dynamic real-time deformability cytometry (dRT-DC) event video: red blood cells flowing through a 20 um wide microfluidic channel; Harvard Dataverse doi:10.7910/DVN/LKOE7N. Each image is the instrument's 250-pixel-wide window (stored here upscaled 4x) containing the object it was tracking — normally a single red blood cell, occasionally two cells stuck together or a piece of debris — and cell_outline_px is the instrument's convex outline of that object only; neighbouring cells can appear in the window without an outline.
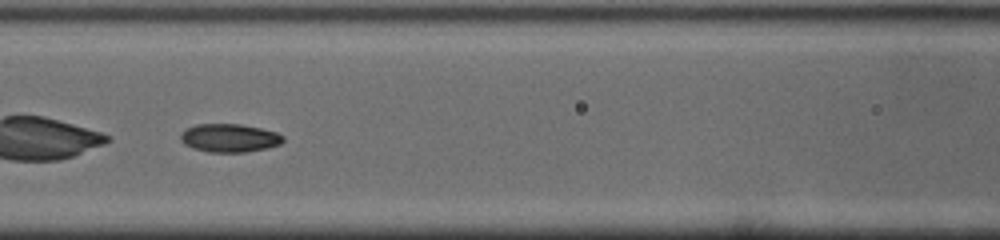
{"species": "common noctule bat (a hibernating species)", "species_latin": "Nyctalus noctula", "temperature_condition": "cold", "stored_images_in_passage": 39, "camera_frame_rate_fps": 3000, "um_per_image_px": 0.085, "animal": {"sex": "male", "body_mass_g": 19.0, "forearm_length_mm": 50.8}, "frame": {"image": 1, "passage_image": 12, "time_ms": 3.667, "image_size_px": [1000, 240], "cell_outline_px": [[284, 140], [280, 144], [268, 148], [244, 152], [208, 152], [192, 148], [184, 144], [180, 140], [180, 136], [188, 128], [196, 124], [240, 124], [260, 128], [276, 132], [284, 136]], "centroid_in_image_um": [19.51, 11.73], "position_along_channel_um": 147.1, "area_um2": 16.88}}
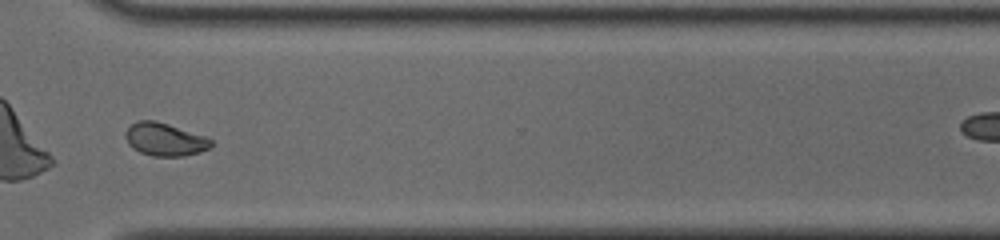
{"frame": {"image": 2, "passage_image": 28, "time_ms": 9.0, "image_size_px": [1000, 240], "cell_outline_px": [[212, 144], [208, 148], [200, 152], [184, 156], [152, 156], [140, 152], [132, 148], [128, 144], [124, 136], [124, 132], [132, 124], [140, 120], [156, 120], [208, 136], [212, 140]], "centroid_in_image_um": [14.01, 11.84], "position_along_channel_um": 356.6, "area_um2": 16.65}, "authors_computed_cell_mechanics": {"area_um2": 16.762, "velocity_mm_per_s": 3.9148, "shape_relaxation_time_tau1_ms": null, "shape_relaxation_time_tau2_ms": 2.2537, "deformation_change_tau1": null, "deformation_change_tau2": 0.0589}}